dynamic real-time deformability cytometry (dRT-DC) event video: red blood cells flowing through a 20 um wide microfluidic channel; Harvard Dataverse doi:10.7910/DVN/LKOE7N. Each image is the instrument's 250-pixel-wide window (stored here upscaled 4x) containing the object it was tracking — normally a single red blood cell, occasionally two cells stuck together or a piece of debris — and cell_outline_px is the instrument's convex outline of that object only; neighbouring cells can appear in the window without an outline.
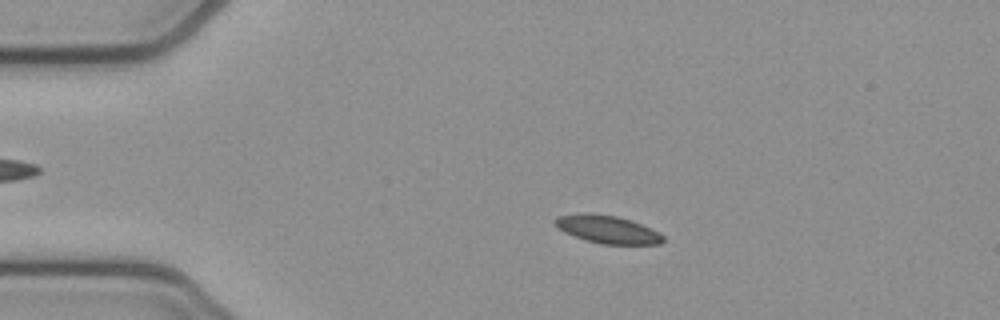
{"species": "common noctule bat (a hibernating species)", "species_latin": "Nyctalus noctula", "temperature_condition": "cold", "stored_images_in_passage": 52, "camera_frame_rate_fps": 3000, "um_per_image_px": 0.085, "animal": {"sex": "female", "body_mass_g": 21.9}, "frame": {"image": 1, "passage_image": 10, "time_ms": 3.0, "image_size_px": [1000, 320], "cell_outline_px": [[664, 240], [660, 244], [600, 244], [584, 240], [564, 232], [552, 220], [556, 216], [584, 212], [588, 212], [616, 216], [632, 220], [660, 232], [664, 236]], "centroid_in_image_um": [51.63, 19.49], "position_along_channel_um": 33.4, "area_um2": 17.74}}
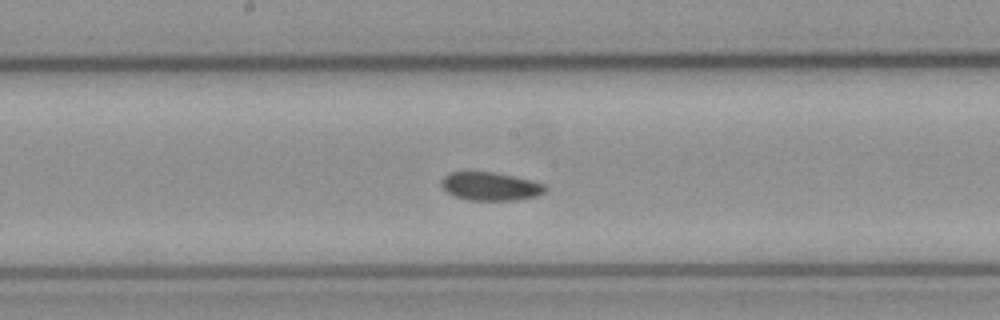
{"frame": {"image": 2, "passage_image": 27, "time_ms": 8.667, "image_size_px": [1000, 320], "cell_outline_px": [[548, 188], [544, 192], [536, 196], [516, 200], [468, 200], [452, 196], [440, 184], [440, 180], [448, 172], [492, 172], [532, 180], [544, 184]], "centroid_in_image_um": [41.66, 15.84], "position_along_channel_um": 206.5, "area_um2": 17.17}}
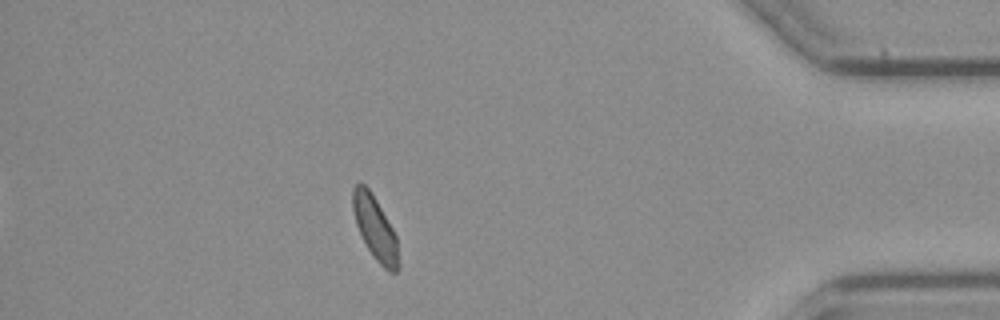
{"frame": {"image": 3, "passage_image": 46, "time_ms": 15.0, "image_size_px": [1000, 320], "cell_outline_px": [[400, 268], [396, 272], [388, 272], [372, 256], [356, 224], [352, 208], [352, 188], [360, 180], [368, 188], [376, 200], [392, 228], [396, 236], [400, 264]], "centroid_in_image_um": [31.88, 19.4], "position_along_channel_um": 403.3, "area_um2": 16.88}, "authors_computed_cell_mechanics": {"area_um2": 17.3111, "velocity_mm_per_s": 3.8465, "shape_relaxation_time_tau1_ms": null, "shape_relaxation_time_tau2_ms": 7.6474, "deformation_change_tau1": null, "deformation_change_tau2": 0.1034}}